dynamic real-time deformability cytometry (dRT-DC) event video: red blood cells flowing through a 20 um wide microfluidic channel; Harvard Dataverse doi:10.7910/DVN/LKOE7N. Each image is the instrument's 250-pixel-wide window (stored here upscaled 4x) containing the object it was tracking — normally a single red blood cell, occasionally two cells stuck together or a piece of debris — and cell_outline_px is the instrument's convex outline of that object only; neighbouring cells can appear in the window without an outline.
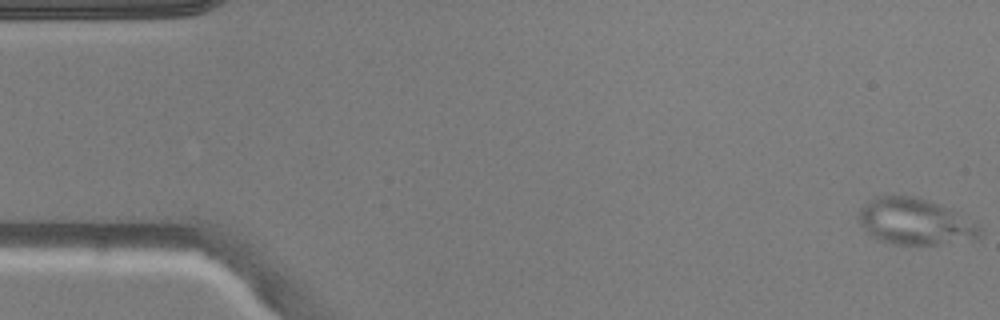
{"species": "common noctule bat (a hibernating species)", "species_latin": "Nyctalus noctula", "temperature_condition": "warm", "stored_images_in_passage": 5, "camera_frame_rate_fps": 3000, "um_per_image_px": 0.085, "animal": {"sex": "male", "body_mass_g": 20.5, "forearm_length_mm": 52.5}, "frame": {"image": 1, "passage_image": 1, "time_ms": 0.0, "image_size_px": [1000, 320], "cell_outline_px": [[984, 232], [976, 240], [940, 244], [892, 244], [880, 240], [872, 236], [860, 224], [860, 208], [876, 196], [920, 196], [948, 208], [980, 224]], "centroid_in_image_um": [77.86, 18.84], "position_along_channel_um": 7.1, "area_um2": 32.83}}